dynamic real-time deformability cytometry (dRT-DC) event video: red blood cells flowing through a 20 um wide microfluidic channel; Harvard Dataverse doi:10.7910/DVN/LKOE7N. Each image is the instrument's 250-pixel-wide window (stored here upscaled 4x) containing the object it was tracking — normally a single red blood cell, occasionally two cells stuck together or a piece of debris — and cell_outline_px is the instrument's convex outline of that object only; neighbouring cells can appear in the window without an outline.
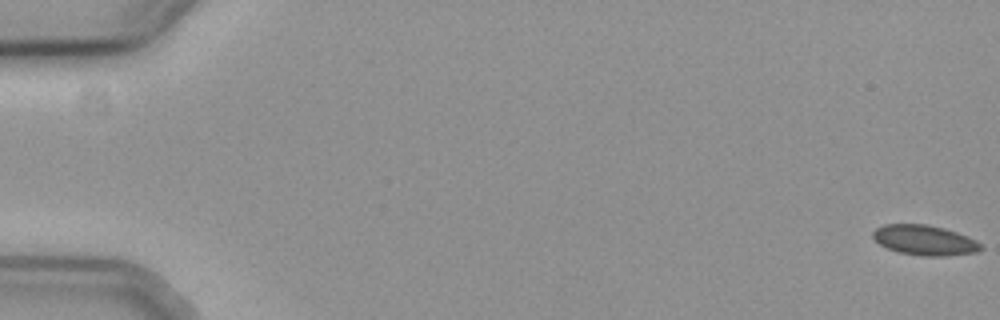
{"species": "common noctule bat (a hibernating species)", "species_latin": "Nyctalus noctula", "temperature_condition": "cold", "stored_images_in_passage": 58, "camera_frame_rate_fps": 3000, "um_per_image_px": 0.085, "animal": {"sex": "female", "body_mass_g": 19.3, "forearm_length_mm": 54.1}, "frame": {"image": 1, "passage_image": 1, "time_ms": 0.0, "image_size_px": [1000, 320], "cell_outline_px": [[984, 248], [976, 252], [944, 256], [924, 256], [900, 252], [888, 248], [880, 244], [872, 236], [872, 232], [876, 228], [884, 224], [924, 224], [944, 228], [968, 236], [976, 240]], "centroid_in_image_um": [78.6, 20.41], "position_along_channel_um": 6.4, "area_um2": 18.79}}
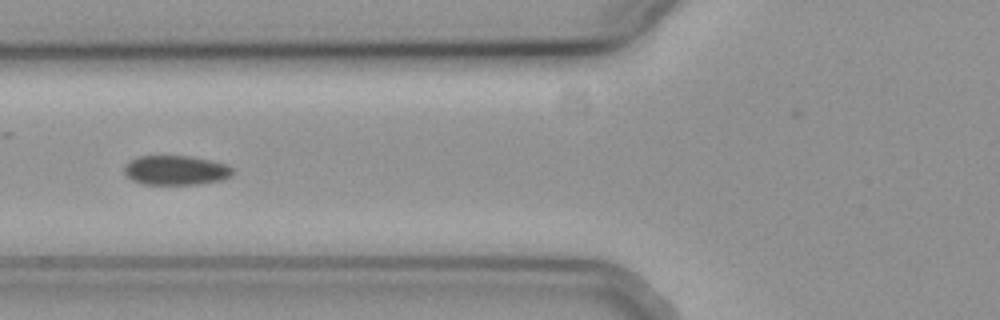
{"frame": {"image": 2, "passage_image": 24, "time_ms": 7.667, "image_size_px": [1000, 320], "cell_outline_px": [[232, 176], [224, 180], [200, 184], [144, 184], [132, 180], [124, 176], [124, 164], [140, 156], [192, 156], [212, 160], [228, 164], [232, 168]], "centroid_in_image_um": [14.97, 14.47], "position_along_channel_um": 110.8, "area_um2": 18.9}}
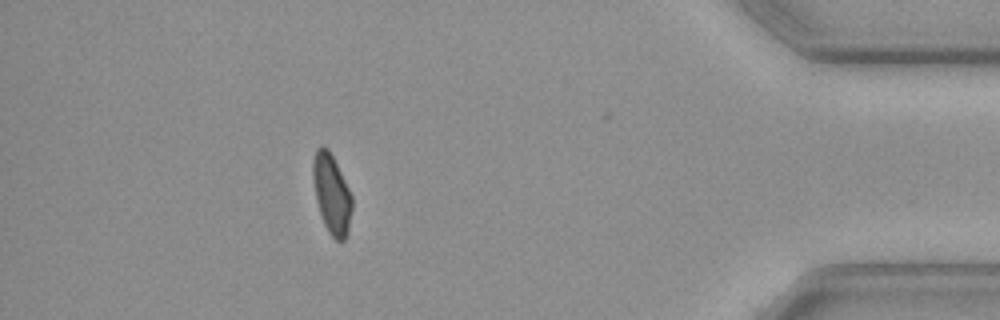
{"frame": {"image": 3, "passage_image": 52, "time_ms": 17.0, "image_size_px": [1000, 320], "cell_outline_px": [[352, 208], [348, 232], [344, 240], [336, 240], [328, 232], [324, 224], [316, 200], [312, 180], [312, 160], [316, 148], [320, 144], [328, 148], [352, 196]], "centroid_in_image_um": [28.16, 16.47], "position_along_channel_um": 407.0, "area_um2": 18.09}, "authors_computed_cell_mechanics": {"area_um2": 18.9006, "velocity_mm_per_s": 3.7046, "shape_relaxation_time_tau1_ms": 7.6957, "shape_relaxation_time_tau2_ms": null, "deformation_change_tau1": 0.1063, "deformation_change_tau2": null}}